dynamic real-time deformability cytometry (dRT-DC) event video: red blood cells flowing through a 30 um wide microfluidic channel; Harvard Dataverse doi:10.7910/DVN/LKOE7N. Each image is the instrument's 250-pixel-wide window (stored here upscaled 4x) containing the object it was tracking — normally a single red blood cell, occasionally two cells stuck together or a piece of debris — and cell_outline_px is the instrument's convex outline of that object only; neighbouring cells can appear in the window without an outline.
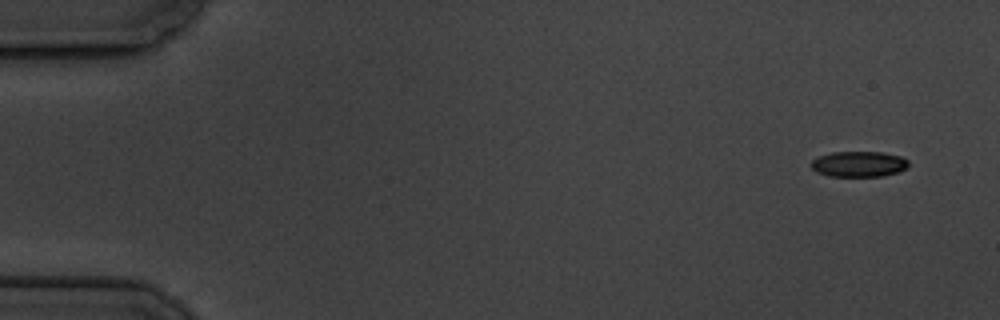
{"species": "common noctule bat (a hibernating species)", "species_latin": "Nyctalus noctula", "temperature_condition": "cold", "stored_images_in_passage": 5, "camera_frame_rate_fps": 3000, "um_per_image_px": 0.085, "animal": {"sex": "male", "body_mass_g": 19.5, "forearm_length_mm": 54.6}, "frame": {"image": 1, "passage_image": 1, "time_ms": 0.0, "image_size_px": [1000, 320], "cell_outline_px": [[908, 168], [896, 172], [880, 176], [828, 176], [816, 172], [812, 168], [812, 160], [820, 156], [832, 152], [884, 152], [900, 156], [908, 160]], "centroid_in_image_um": [73.01, 13.94], "position_along_channel_um": 12.0, "area_um2": 14.45}}
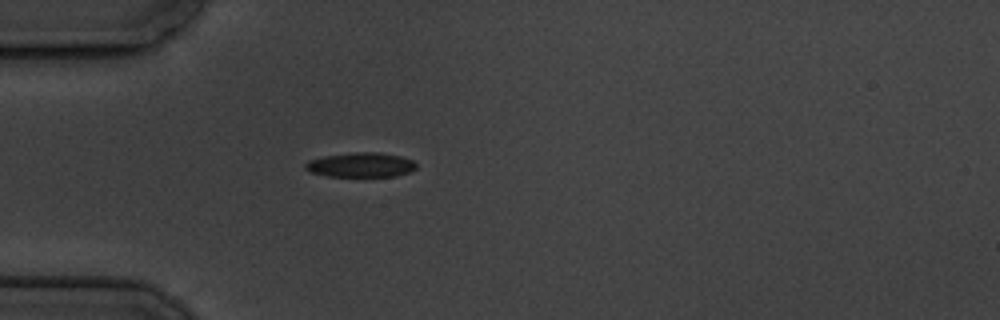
{"frame": {"image": 2, "passage_image": 5, "time_ms": 4.667, "image_size_px": [1000, 320], "cell_outline_px": [[416, 168], [408, 172], [396, 176], [328, 176], [312, 172], [304, 168], [304, 164], [308, 160], [324, 156], [356, 152], [380, 152], [400, 156], [412, 160], [416, 164]], "centroid_in_image_um": [30.66, 14.01], "position_along_channel_um": 54.3, "area_um2": 15.78}}